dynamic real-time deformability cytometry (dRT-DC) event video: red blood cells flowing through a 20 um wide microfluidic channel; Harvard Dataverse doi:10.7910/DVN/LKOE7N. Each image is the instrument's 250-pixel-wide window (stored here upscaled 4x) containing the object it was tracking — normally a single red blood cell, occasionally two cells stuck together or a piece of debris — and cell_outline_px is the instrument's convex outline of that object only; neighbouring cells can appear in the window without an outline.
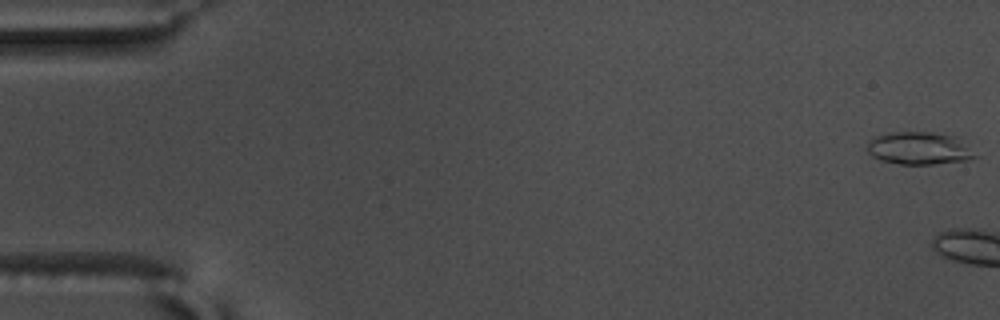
{"species": "common noctule bat (a hibernating species)", "species_latin": "Nyctalus noctula", "temperature_condition": "warm", "stored_images_in_passage": 5, "camera_frame_rate_fps": 3000, "um_per_image_px": 0.085, "animal": {"sex": "male", "body_mass_g": 17.5, "forearm_length_mm": 52.3}, "frame": {"image": 1, "passage_image": 1, "time_ms": 0.0, "image_size_px": [1000, 320], "cell_outline_px": [[980, 156], [968, 160], [936, 164], [900, 164], [880, 160], [872, 156], [868, 152], [868, 144], [872, 136], [892, 132], [932, 132], [956, 136]], "centroid_in_image_um": [78.15, 12.6], "position_along_channel_um": 6.9, "area_um2": 20.69}}